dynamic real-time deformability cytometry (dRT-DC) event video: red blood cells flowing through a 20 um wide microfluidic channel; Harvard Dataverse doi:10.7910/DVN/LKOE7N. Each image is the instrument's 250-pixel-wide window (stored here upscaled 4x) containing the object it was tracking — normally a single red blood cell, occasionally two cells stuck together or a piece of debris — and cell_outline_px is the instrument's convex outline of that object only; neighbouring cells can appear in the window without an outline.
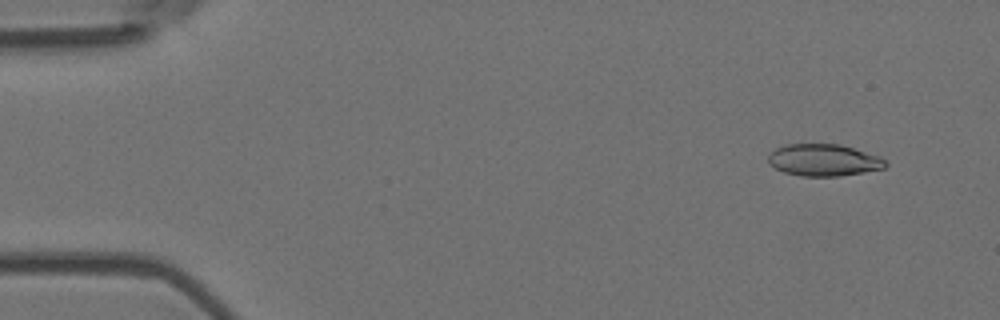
{"species": "Egyptian fruit bat (a non-hibernating species)", "species_latin": "Rousettus aegyptiacus", "temperature_condition": "room temperature", "stored_images_in_passage": 4, "camera_frame_rate_fps": 3000, "um_per_image_px": 0.085, "animal": {"sex": "female"}, "frame": {"image": 1, "passage_image": 1, "time_ms": 0.0, "image_size_px": [1000, 320], "cell_outline_px": [[888, 164], [884, 168], [840, 176], [800, 176], [784, 172], [768, 164], [768, 156], [776, 148], [784, 144], [840, 144], [880, 156]], "centroid_in_image_um": [70.0, 13.6], "position_along_channel_um": 15.0, "area_um2": 21.79}}
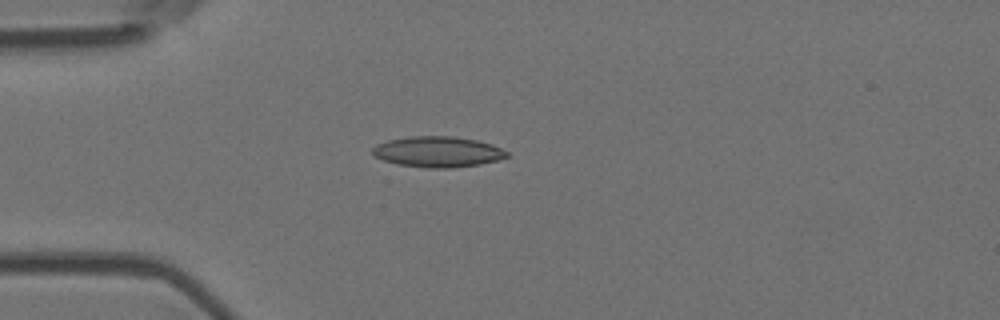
{"frame": {"image": 2, "passage_image": 4, "time_ms": 1.0, "image_size_px": [1000, 320], "cell_outline_px": [[508, 156], [496, 160], [480, 164], [452, 168], [424, 168], [396, 164], [372, 156], [372, 148], [376, 144], [388, 140], [412, 136], [452, 136], [476, 140], [492, 144], [508, 152]], "centroid_in_image_um": [37.17, 12.91], "position_along_channel_um": 47.8, "area_um2": 24.1}}